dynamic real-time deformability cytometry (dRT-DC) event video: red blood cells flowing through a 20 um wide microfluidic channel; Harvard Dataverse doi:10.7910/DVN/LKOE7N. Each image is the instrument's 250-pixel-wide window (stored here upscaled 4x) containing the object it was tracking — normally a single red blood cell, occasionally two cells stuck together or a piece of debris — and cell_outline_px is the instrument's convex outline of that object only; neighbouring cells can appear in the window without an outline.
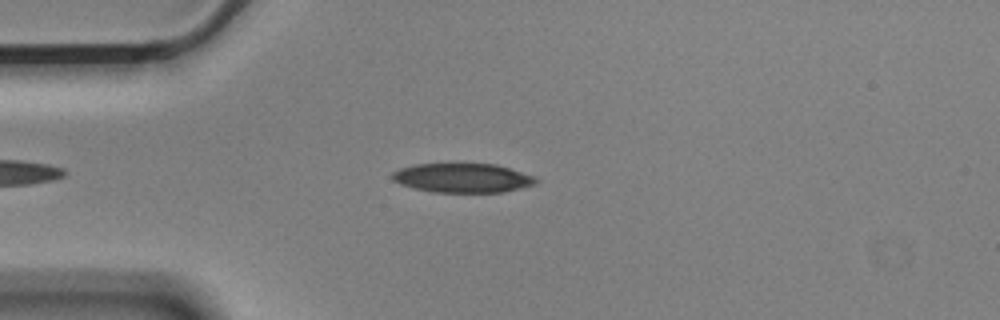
{"species": "Egyptian fruit bat (a non-hibernating species)", "species_latin": "Rousettus aegyptiacus", "temperature_condition": "cold", "stored_images_in_passage": 45, "camera_frame_rate_fps": 3000, "um_per_image_px": 0.085, "animal": {"sex": "male"}, "frame": {"image": 1, "passage_image": 8, "time_ms": 2.333, "image_size_px": [1000, 320], "cell_outline_px": [[540, 180], [536, 184], [504, 192], [432, 192], [412, 188], [400, 184], [392, 180], [392, 172], [400, 168], [416, 164], [496, 164], [536, 176]], "centroid_in_image_um": [39.34, 15.13], "position_along_channel_um": 45.7, "area_um2": 24.62}}
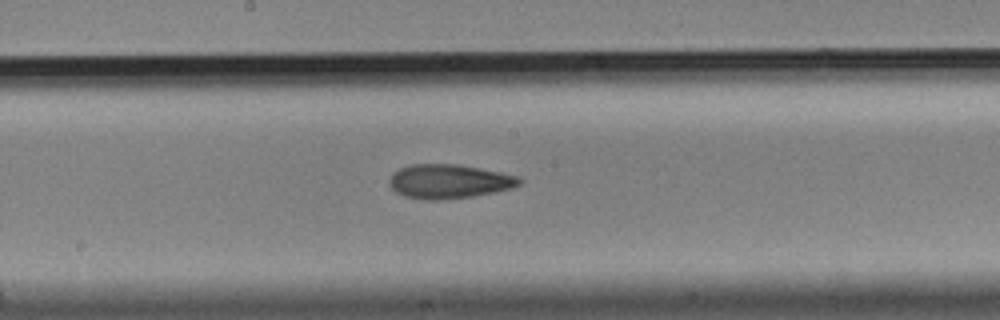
{"frame": {"image": 2, "passage_image": 23, "time_ms": 7.333, "image_size_px": [1000, 320], "cell_outline_px": [[524, 180], [520, 184], [512, 188], [496, 192], [472, 196], [440, 200], [424, 200], [404, 196], [396, 192], [388, 184], [388, 180], [392, 172], [400, 168], [412, 164], [460, 164], [520, 176]], "centroid_in_image_um": [38.17, 15.42], "position_along_channel_um": 210.0, "area_um2": 26.18}}
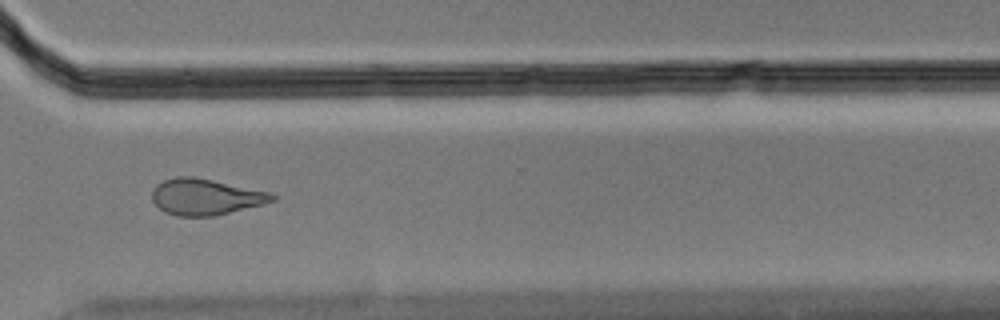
{"frame": {"image": 3, "passage_image": 35, "time_ms": 11.333, "image_size_px": [1000, 320], "cell_outline_px": [[276, 200], [264, 204], [212, 216], [176, 216], [164, 212], [152, 200], [152, 192], [156, 184], [164, 180], [176, 176], [192, 176], [212, 180], [268, 192], [276, 196]], "centroid_in_image_um": [17.44, 16.73], "position_along_channel_um": 353.2, "area_um2": 25.09}, "authors_computed_cell_mechanics": {"area_um2": 25.143, "velocity_mm_per_s": 3.5812, "shape_relaxation_time_tau1_ms": 11.2929, "shape_relaxation_time_tau2_ms": 3.6045, "deformation_change_tau1": 0.2117, "deformation_change_tau2": 0.1224}}